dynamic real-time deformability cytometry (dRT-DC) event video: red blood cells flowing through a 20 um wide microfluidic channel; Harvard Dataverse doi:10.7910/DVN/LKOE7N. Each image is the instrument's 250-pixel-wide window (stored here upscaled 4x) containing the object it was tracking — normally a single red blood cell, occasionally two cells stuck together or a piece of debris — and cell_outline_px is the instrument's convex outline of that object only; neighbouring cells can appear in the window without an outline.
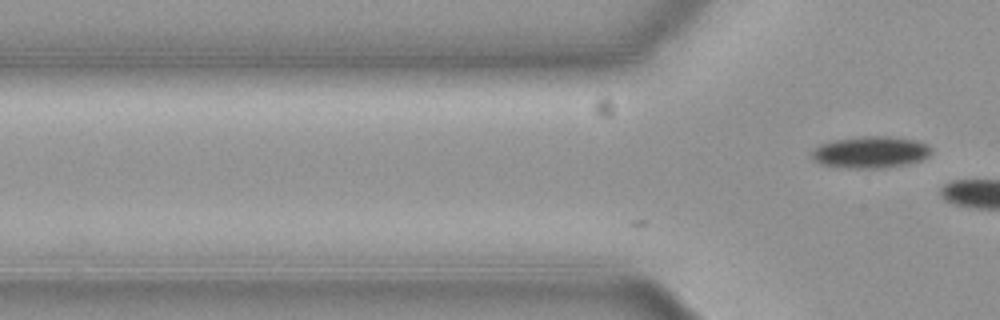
{"species": "common noctule bat (a hibernating species)", "species_latin": "Nyctalus noctula", "temperature_condition": "cold", "stored_images_in_passage": 8, "camera_frame_rate_fps": 3000, "um_per_image_px": 0.085, "animal": {"sex": "female", "body_mass_g": 19.3, "forearm_length_mm": 54.1}, "frame": {"image": 1, "passage_image": 8, "time_ms": 2.333, "image_size_px": [1000, 320], "cell_outline_px": [[932, 152], [928, 156], [920, 160], [880, 168], [852, 168], [820, 164], [812, 160], [812, 148], [820, 144], [832, 140], [860, 136], [888, 136], [916, 140], [932, 148]], "centroid_in_image_um": [73.93, 12.92], "position_along_channel_um": 51.9, "area_um2": 21.96}}